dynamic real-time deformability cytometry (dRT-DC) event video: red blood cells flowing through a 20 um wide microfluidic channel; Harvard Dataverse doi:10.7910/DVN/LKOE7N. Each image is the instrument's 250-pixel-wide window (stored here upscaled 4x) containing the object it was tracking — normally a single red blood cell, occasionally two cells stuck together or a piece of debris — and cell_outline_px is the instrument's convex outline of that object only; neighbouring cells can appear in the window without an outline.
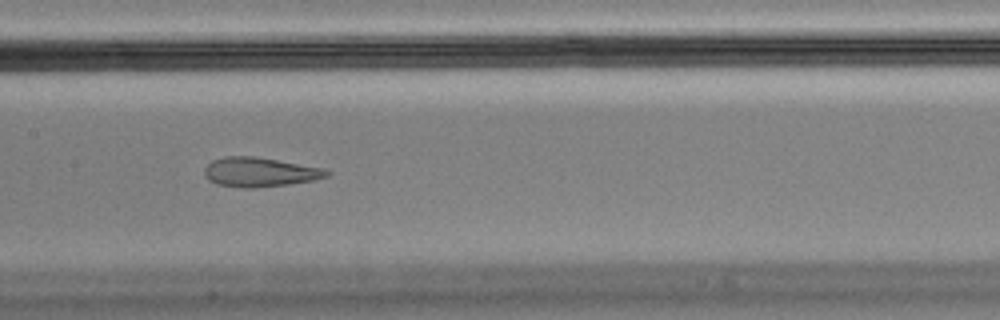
{"species": "Egyptian fruit bat (a non-hibernating species)", "species_latin": "Rousettus aegyptiacus", "temperature_condition": "cold", "stored_images_in_passage": 8, "camera_frame_rate_fps": 3000, "um_per_image_px": 0.085, "animal": {"sex": "male"}, "frame": {"image": 1, "passage_image": 8, "time_ms": 2.333, "image_size_px": [1000, 320], "cell_outline_px": [[332, 172], [328, 176], [312, 180], [288, 184], [252, 188], [244, 188], [216, 184], [208, 180], [204, 176], [204, 168], [212, 160], [224, 156], [256, 156], [324, 168]], "centroid_in_image_um": [22.05, 14.62], "position_along_channel_um": 185.3, "area_um2": 21.04}}